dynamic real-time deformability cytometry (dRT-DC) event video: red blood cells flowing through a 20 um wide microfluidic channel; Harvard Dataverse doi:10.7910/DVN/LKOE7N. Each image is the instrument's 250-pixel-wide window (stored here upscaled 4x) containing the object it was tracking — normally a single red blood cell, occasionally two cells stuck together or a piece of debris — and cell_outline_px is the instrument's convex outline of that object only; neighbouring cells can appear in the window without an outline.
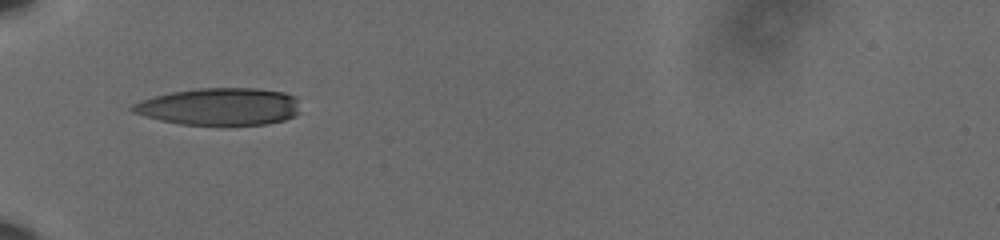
{"species": "human", "species_latin": "Homo sapiens", "temperature_condition": "cold", "stored_images_in_passage": 38, "camera_frame_rate_fps": 3000, "um_per_image_px": 0.085, "donor": {"sex": "male"}, "frame": {"image": 1, "passage_image": 1, "time_ms": 0.0, "image_size_px": [1000, 240], "cell_outline_px": [[300, 112], [296, 116], [284, 120], [264, 124], [180, 124], [160, 120], [144, 116], [132, 112], [128, 108], [132, 104], [140, 100], [172, 92], [200, 88], [256, 88], [284, 92], [296, 96]], "centroid_in_image_um": [18.67, 9.05], "position_along_channel_um": 66.3, "area_um2": 36.41}}
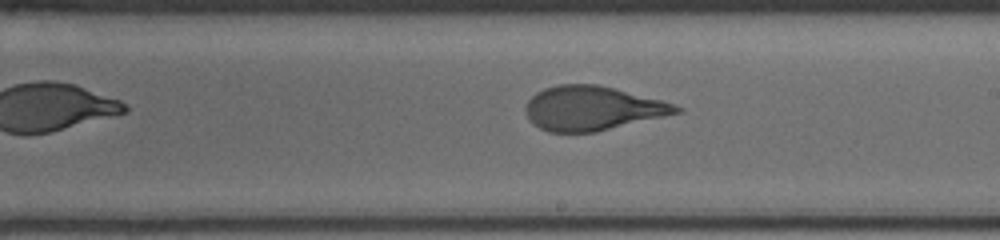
{"frame": {"image": 2, "passage_image": 16, "time_ms": 5.0, "image_size_px": [1000, 240], "cell_outline_px": [[684, 112], [596, 132], [548, 132], [540, 128], [528, 120], [524, 112], [524, 108], [528, 100], [536, 92], [544, 88], [556, 84], [596, 84], [660, 100], [684, 108]], "centroid_in_image_um": [50.32, 9.21], "position_along_channel_um": 238.7, "area_um2": 38.9}}
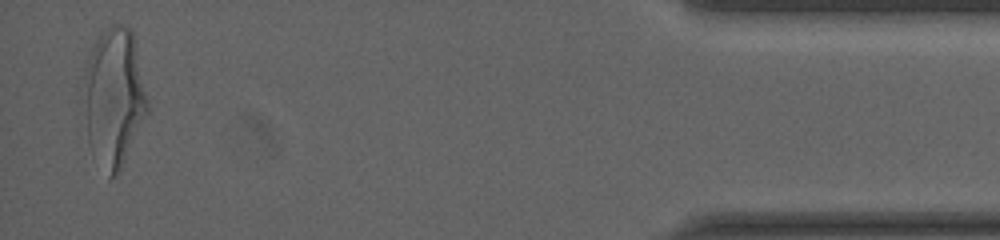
{"frame": {"image": 3, "passage_image": 37, "time_ms": 12.0, "image_size_px": [1000, 240], "cell_outline_px": [[148, 112], [120, 172], [116, 176], [108, 180], [88, 144], [84, 80], [84, 72], [92, 48], [100, 36], [112, 24], [124, 24], [132, 32], [148, 100]], "centroid_in_image_um": [9.7, 8.35], "position_along_channel_um": 425.5, "area_um2": 50.86}, "authors_computed_cell_mechanics": {"area_um2": 39.3618, "velocity_mm_per_s": 3.6105, "shape_relaxation_time_tau1_ms": 4.5682, "shape_relaxation_time_tau2_ms": 0.7404, "deformation_change_tau1": 0.2008, "deformation_change_tau2": 0.0808}}